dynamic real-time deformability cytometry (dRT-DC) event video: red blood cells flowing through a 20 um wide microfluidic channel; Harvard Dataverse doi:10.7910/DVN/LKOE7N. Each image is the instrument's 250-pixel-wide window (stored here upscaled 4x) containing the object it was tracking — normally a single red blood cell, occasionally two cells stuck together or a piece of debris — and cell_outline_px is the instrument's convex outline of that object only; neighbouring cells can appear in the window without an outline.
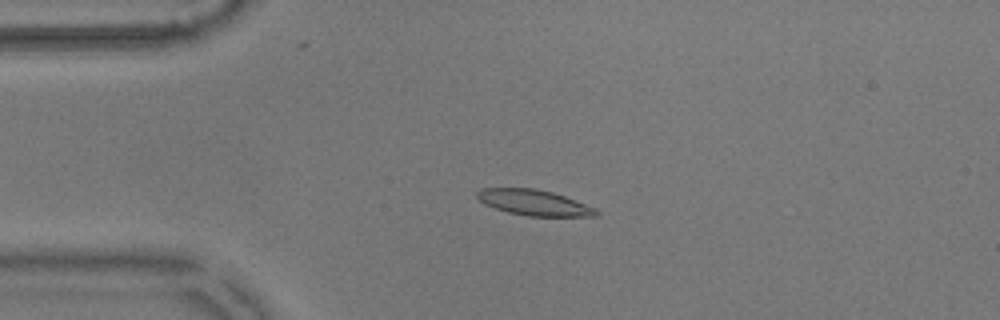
{"species": "common noctule bat (a hibernating species)", "species_latin": "Nyctalus noctula", "temperature_condition": "warm", "stored_images_in_passage": 45, "camera_frame_rate_fps": 3000, "um_per_image_px": 0.085, "animal": {"sex": "male", "body_mass_g": 17.9}, "frame": {"image": 1, "passage_image": 12, "time_ms": 3.667, "image_size_px": [1000, 320], "cell_outline_px": [[600, 212], [596, 216], [528, 216], [508, 212], [484, 204], [476, 196], [476, 192], [480, 188], [532, 188], [552, 192], [564, 196], [596, 208]], "centroid_in_image_um": [45.38, 17.22], "position_along_channel_um": 39.6, "area_um2": 17.69}}
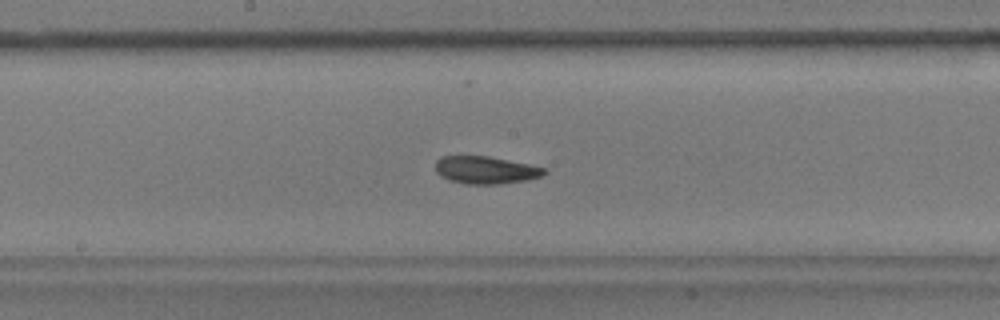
{"frame": {"image": 2, "passage_image": 28, "time_ms": 9.0, "image_size_px": [1000, 320], "cell_outline_px": [[548, 172], [540, 176], [528, 180], [500, 184], [468, 184], [452, 180], [440, 176], [436, 172], [436, 160], [440, 156], [488, 156], [548, 168]], "centroid_in_image_um": [41.31, 14.45], "position_along_channel_um": 206.9, "area_um2": 17.46}}
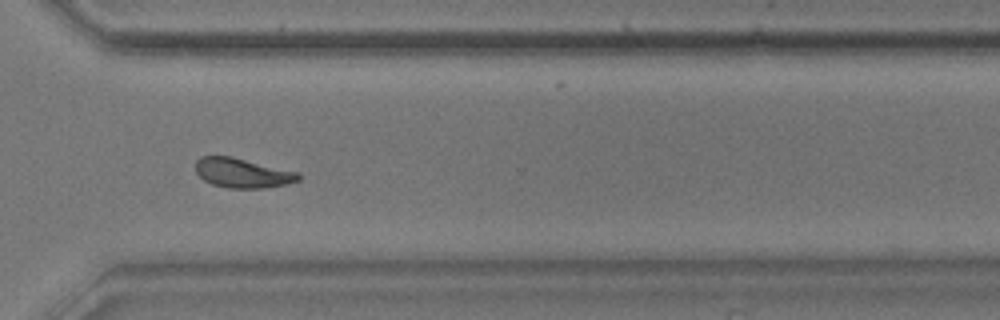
{"frame": {"image": 3, "passage_image": 40, "time_ms": 13.0, "image_size_px": [1000, 320], "cell_outline_px": [[300, 180], [288, 184], [260, 188], [228, 188], [212, 184], [204, 180], [196, 172], [196, 160], [200, 156], [232, 156], [300, 172]], "centroid_in_image_um": [20.63, 14.69], "position_along_channel_um": 350.0, "area_um2": 17.86}}